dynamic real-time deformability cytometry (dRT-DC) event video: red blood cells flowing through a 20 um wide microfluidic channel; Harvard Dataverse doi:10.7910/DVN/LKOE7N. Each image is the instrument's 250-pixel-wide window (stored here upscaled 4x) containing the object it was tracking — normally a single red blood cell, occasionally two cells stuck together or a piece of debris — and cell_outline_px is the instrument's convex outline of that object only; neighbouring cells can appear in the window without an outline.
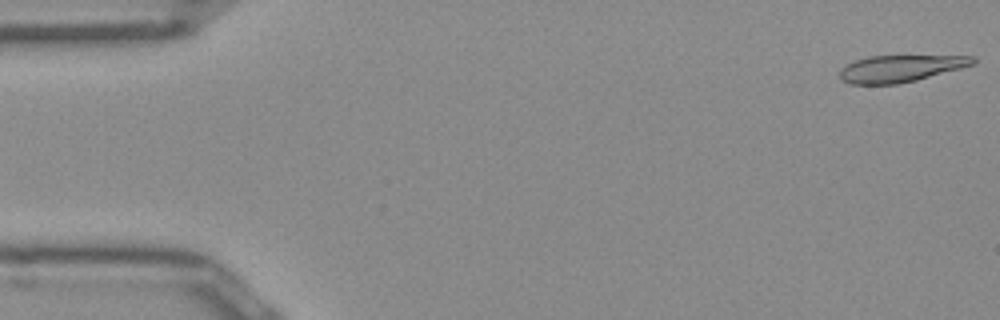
{"species": "Egyptian fruit bat (a non-hibernating species)", "species_latin": "Rousettus aegyptiacus", "temperature_condition": "room temperature", "stored_images_in_passage": 9, "camera_frame_rate_fps": 3000, "um_per_image_px": 0.085, "frame": {"image": 1, "passage_image": 1, "time_ms": 0.0, "image_size_px": [1000, 320], "cell_outline_px": [[976, 60], [972, 64], [960, 68], [916, 80], [896, 84], [852, 84], [840, 80], [840, 68], [856, 60], [868, 56], [976, 56]], "centroid_in_image_um": [76.49, 5.82], "position_along_channel_um": 8.5, "area_um2": 20.58}}